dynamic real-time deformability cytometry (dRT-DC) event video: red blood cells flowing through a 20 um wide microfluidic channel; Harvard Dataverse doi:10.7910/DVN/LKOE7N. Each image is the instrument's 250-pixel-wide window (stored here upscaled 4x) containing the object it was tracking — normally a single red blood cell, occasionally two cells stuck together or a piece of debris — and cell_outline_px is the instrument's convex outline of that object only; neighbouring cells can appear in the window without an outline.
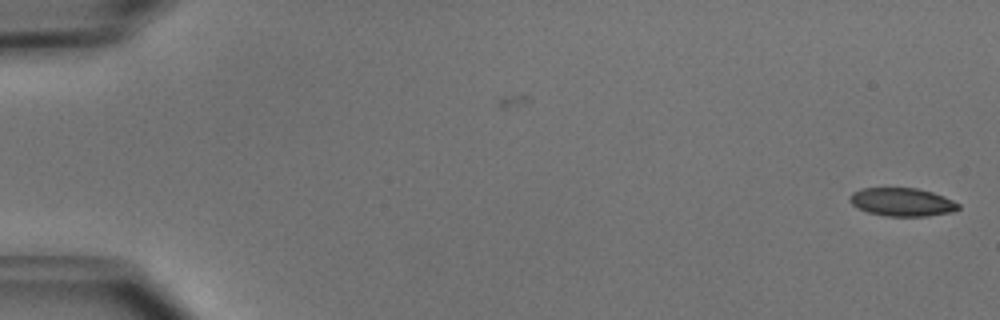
{"species": "common noctule bat (a hibernating species)", "species_latin": "Nyctalus noctula", "temperature_condition": "cold", "stored_images_in_passage": 51, "camera_frame_rate_fps": 3000, "um_per_image_px": 0.085, "animal": {"sex": "male", "body_mass_g": 15.6}, "frame": {"image": 1, "passage_image": 1, "time_ms": 0.0, "image_size_px": [1000, 320], "cell_outline_px": [[960, 208], [952, 212], [928, 216], [888, 216], [868, 212], [852, 204], [848, 200], [848, 196], [852, 192], [860, 188], [916, 188], [932, 192], [944, 196], [960, 204]], "centroid_in_image_um": [76.67, 17.17], "position_along_channel_um": 8.3, "area_um2": 17.92}}
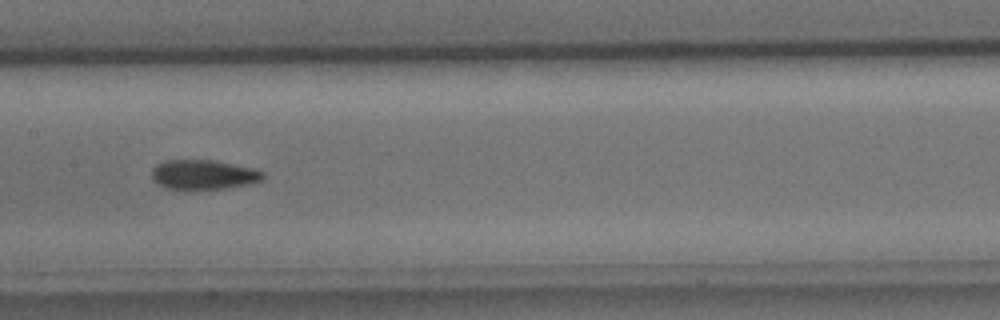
{"frame": {"image": 2, "passage_image": 26, "time_ms": 8.333, "image_size_px": [1000, 320], "cell_outline_px": [[264, 176], [256, 184], [224, 188], [164, 188], [152, 180], [152, 168], [156, 164], [164, 160], [212, 160], [256, 168], [264, 172]], "centroid_in_image_um": [17.32, 14.83], "position_along_channel_um": 190.1, "area_um2": 19.25}}
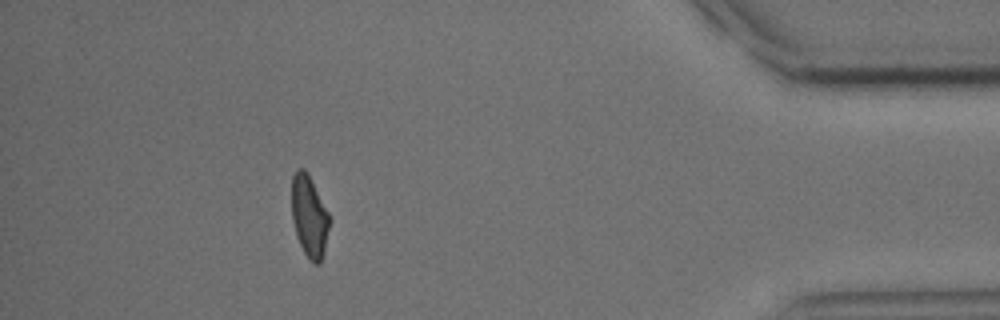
{"frame": {"image": 3, "passage_image": 46, "time_ms": 15.0, "image_size_px": [1000, 320], "cell_outline_px": [[332, 220], [324, 252], [320, 264], [312, 264], [304, 252], [296, 236], [292, 220], [292, 176], [296, 168], [304, 168], [308, 172]], "centroid_in_image_um": [26.3, 18.39], "position_along_channel_um": 408.9, "area_um2": 18.38}, "authors_computed_cell_mechanics": {"area_um2": 19.074, "velocity_mm_per_s": 3.9871, "shape_relaxation_time_tau1_ms": 4.4345, "shape_relaxation_time_tau2_ms": 2.0549, "deformation_change_tau1": 0.1246, "deformation_change_tau2": 0.0643}}